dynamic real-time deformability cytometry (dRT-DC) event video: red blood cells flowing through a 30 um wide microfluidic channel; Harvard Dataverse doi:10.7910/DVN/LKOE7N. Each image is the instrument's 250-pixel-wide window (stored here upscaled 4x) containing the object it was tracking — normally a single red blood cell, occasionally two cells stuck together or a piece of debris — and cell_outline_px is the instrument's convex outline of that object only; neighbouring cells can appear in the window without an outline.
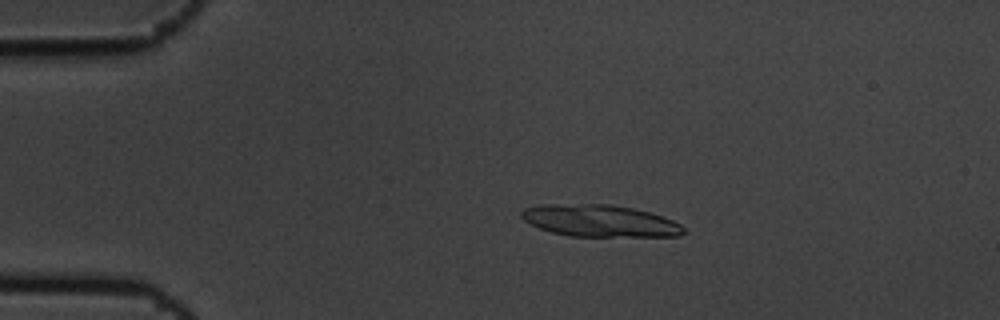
{"species": "common noctule bat (a hibernating species)", "species_latin": "Nyctalus noctula", "temperature_condition": "cold", "stored_images_in_passage": 8, "segment_of_instrument_passage": [1, 2], "camera_frame_rate_fps": 3000, "um_per_image_px": 0.085, "animal": {"sex": "male", "body_mass_g": 19.5, "forearm_length_mm": 54.6}, "frame": {"image": 1, "passage_image": 2, "time_ms": 0.333, "image_size_px": [1000, 320], "cell_outline_px": [[684, 232], [680, 236], [568, 236], [552, 232], [540, 228], [524, 220], [520, 216], [520, 212], [524, 208], [540, 204], [612, 204], [632, 208], [648, 212], [672, 220], [680, 224], [684, 228]], "centroid_in_image_um": [50.95, 18.76], "position_along_channel_um": 34.1, "area_um2": 30.06}}